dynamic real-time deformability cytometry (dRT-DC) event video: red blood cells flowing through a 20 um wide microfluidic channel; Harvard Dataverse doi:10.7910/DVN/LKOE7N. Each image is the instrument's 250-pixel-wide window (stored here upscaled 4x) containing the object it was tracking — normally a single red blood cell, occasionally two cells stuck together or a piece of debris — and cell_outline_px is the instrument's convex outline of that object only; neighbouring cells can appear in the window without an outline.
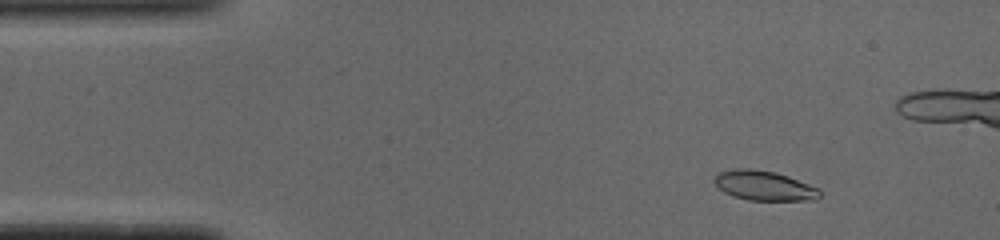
{"species": "common noctule bat (a hibernating species)", "species_latin": "Nyctalus noctula", "temperature_condition": "cold", "stored_images_in_passage": 51, "camera_frame_rate_fps": 3000, "um_per_image_px": 0.085, "animal": {"sex": "male", "body_mass_g": 19.0, "forearm_length_mm": 50.8}, "frame": {"image": 1, "passage_image": 5, "time_ms": 1.333, "image_size_px": [1000, 240], "cell_outline_px": [[820, 196], [816, 200], [748, 200], [732, 196], [716, 188], [712, 180], [720, 172], [736, 168], [748, 168], [776, 172], [788, 176], [820, 188]], "centroid_in_image_um": [64.93, 15.78], "position_along_channel_um": 20.1, "area_um2": 18.44}}
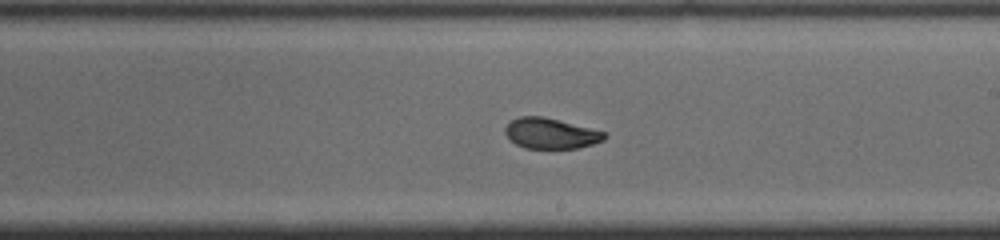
{"frame": {"image": 2, "passage_image": 28, "time_ms": 9.0, "image_size_px": [1000, 240], "cell_outline_px": [[608, 136], [604, 140], [592, 144], [576, 148], [524, 148], [516, 144], [504, 132], [504, 128], [512, 120], [520, 116], [544, 116], [604, 132]], "centroid_in_image_um": [46.8, 11.34], "position_along_channel_um": 242.2, "area_um2": 17.46}}
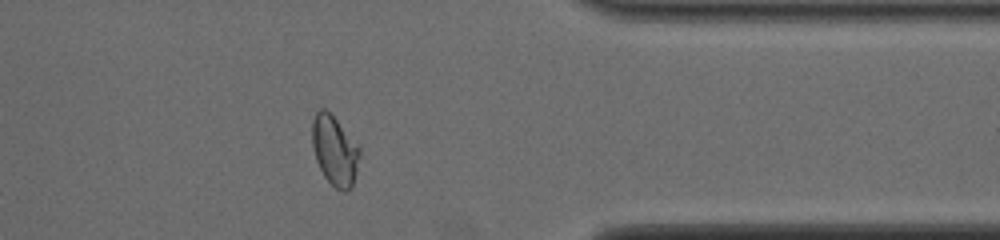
{"frame": {"image": 3, "passage_image": 40, "time_ms": 13.0, "image_size_px": [1000, 240], "cell_outline_px": [[360, 156], [356, 172], [352, 184], [348, 192], [344, 192], [336, 188], [324, 176], [316, 160], [312, 144], [312, 120], [316, 112], [320, 108], [324, 108], [336, 120], [360, 148]], "centroid_in_image_um": [28.43, 12.81], "position_along_channel_um": 383.0, "area_um2": 18.96}, "authors_computed_cell_mechanics": {"area_um2": 18.4382, "velocity_mm_per_s": 3.8816, "shape_relaxation_time_tau1_ms": 10.5387, "shape_relaxation_time_tau2_ms": 1.4341, "deformation_change_tau1": 0.2774, "deformation_change_tau2": 0.0571}}